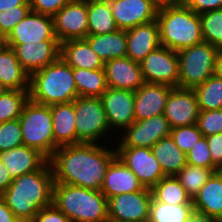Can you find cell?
Here are the masks:
<instances>
[{
	"label": "cell",
	"instance_id": "cb8c5ba5",
	"mask_svg": "<svg viewBox=\"0 0 222 222\" xmlns=\"http://www.w3.org/2000/svg\"><path fill=\"white\" fill-rule=\"evenodd\" d=\"M0 161L12 179L39 170L48 159L38 150L25 145L0 152Z\"/></svg>",
	"mask_w": 222,
	"mask_h": 222
},
{
	"label": "cell",
	"instance_id": "3957f363",
	"mask_svg": "<svg viewBox=\"0 0 222 222\" xmlns=\"http://www.w3.org/2000/svg\"><path fill=\"white\" fill-rule=\"evenodd\" d=\"M52 203L70 222H108L107 198L101 191L54 182Z\"/></svg>",
	"mask_w": 222,
	"mask_h": 222
},
{
	"label": "cell",
	"instance_id": "ab89813d",
	"mask_svg": "<svg viewBox=\"0 0 222 222\" xmlns=\"http://www.w3.org/2000/svg\"><path fill=\"white\" fill-rule=\"evenodd\" d=\"M31 12L30 5H20L0 12V36L4 40L12 29Z\"/></svg>",
	"mask_w": 222,
	"mask_h": 222
},
{
	"label": "cell",
	"instance_id": "d6a6232c",
	"mask_svg": "<svg viewBox=\"0 0 222 222\" xmlns=\"http://www.w3.org/2000/svg\"><path fill=\"white\" fill-rule=\"evenodd\" d=\"M151 190L153 197L159 202L173 205L192 204L191 197L176 176L163 177Z\"/></svg>",
	"mask_w": 222,
	"mask_h": 222
},
{
	"label": "cell",
	"instance_id": "484cf974",
	"mask_svg": "<svg viewBox=\"0 0 222 222\" xmlns=\"http://www.w3.org/2000/svg\"><path fill=\"white\" fill-rule=\"evenodd\" d=\"M53 120L54 151L61 146L76 145L74 103L50 105Z\"/></svg>",
	"mask_w": 222,
	"mask_h": 222
},
{
	"label": "cell",
	"instance_id": "52a82bcc",
	"mask_svg": "<svg viewBox=\"0 0 222 222\" xmlns=\"http://www.w3.org/2000/svg\"><path fill=\"white\" fill-rule=\"evenodd\" d=\"M219 51L206 42L178 51V87L193 89L214 75Z\"/></svg>",
	"mask_w": 222,
	"mask_h": 222
},
{
	"label": "cell",
	"instance_id": "2e32d148",
	"mask_svg": "<svg viewBox=\"0 0 222 222\" xmlns=\"http://www.w3.org/2000/svg\"><path fill=\"white\" fill-rule=\"evenodd\" d=\"M200 109L193 89L173 87L167 99L164 116L171 129L196 124Z\"/></svg>",
	"mask_w": 222,
	"mask_h": 222
},
{
	"label": "cell",
	"instance_id": "f1b7e54d",
	"mask_svg": "<svg viewBox=\"0 0 222 222\" xmlns=\"http://www.w3.org/2000/svg\"><path fill=\"white\" fill-rule=\"evenodd\" d=\"M151 149L165 176H176L187 164L186 154L177 147L171 136L160 139Z\"/></svg>",
	"mask_w": 222,
	"mask_h": 222
},
{
	"label": "cell",
	"instance_id": "6da1fadb",
	"mask_svg": "<svg viewBox=\"0 0 222 222\" xmlns=\"http://www.w3.org/2000/svg\"><path fill=\"white\" fill-rule=\"evenodd\" d=\"M105 146L101 142L58 147L49 159L54 182L100 191L106 170L117 156L115 146Z\"/></svg>",
	"mask_w": 222,
	"mask_h": 222
},
{
	"label": "cell",
	"instance_id": "7a4b0ae2",
	"mask_svg": "<svg viewBox=\"0 0 222 222\" xmlns=\"http://www.w3.org/2000/svg\"><path fill=\"white\" fill-rule=\"evenodd\" d=\"M53 171L49 160L37 171L21 175L1 195L22 222H31L40 209L52 204Z\"/></svg>",
	"mask_w": 222,
	"mask_h": 222
},
{
	"label": "cell",
	"instance_id": "5bb4252c",
	"mask_svg": "<svg viewBox=\"0 0 222 222\" xmlns=\"http://www.w3.org/2000/svg\"><path fill=\"white\" fill-rule=\"evenodd\" d=\"M100 98L110 128L109 137L113 134V129L121 134V130L123 131L135 121V91L108 87Z\"/></svg>",
	"mask_w": 222,
	"mask_h": 222
},
{
	"label": "cell",
	"instance_id": "db71d44e",
	"mask_svg": "<svg viewBox=\"0 0 222 222\" xmlns=\"http://www.w3.org/2000/svg\"><path fill=\"white\" fill-rule=\"evenodd\" d=\"M190 222H207V221H204L203 219L198 218L197 216H195Z\"/></svg>",
	"mask_w": 222,
	"mask_h": 222
},
{
	"label": "cell",
	"instance_id": "7dc6e473",
	"mask_svg": "<svg viewBox=\"0 0 222 222\" xmlns=\"http://www.w3.org/2000/svg\"><path fill=\"white\" fill-rule=\"evenodd\" d=\"M0 222H20L0 195Z\"/></svg>",
	"mask_w": 222,
	"mask_h": 222
},
{
	"label": "cell",
	"instance_id": "f35d334b",
	"mask_svg": "<svg viewBox=\"0 0 222 222\" xmlns=\"http://www.w3.org/2000/svg\"><path fill=\"white\" fill-rule=\"evenodd\" d=\"M170 136L177 147L187 154L203 135L199 131L197 125L193 124L171 129Z\"/></svg>",
	"mask_w": 222,
	"mask_h": 222
},
{
	"label": "cell",
	"instance_id": "ac0fdd59",
	"mask_svg": "<svg viewBox=\"0 0 222 222\" xmlns=\"http://www.w3.org/2000/svg\"><path fill=\"white\" fill-rule=\"evenodd\" d=\"M118 29L128 30L157 20L158 8L150 0H108Z\"/></svg>",
	"mask_w": 222,
	"mask_h": 222
},
{
	"label": "cell",
	"instance_id": "7bdbcfd3",
	"mask_svg": "<svg viewBox=\"0 0 222 222\" xmlns=\"http://www.w3.org/2000/svg\"><path fill=\"white\" fill-rule=\"evenodd\" d=\"M73 0H29L31 11L53 17L68 2Z\"/></svg>",
	"mask_w": 222,
	"mask_h": 222
},
{
	"label": "cell",
	"instance_id": "816d5d0a",
	"mask_svg": "<svg viewBox=\"0 0 222 222\" xmlns=\"http://www.w3.org/2000/svg\"><path fill=\"white\" fill-rule=\"evenodd\" d=\"M214 74L222 78V50L217 54Z\"/></svg>",
	"mask_w": 222,
	"mask_h": 222
},
{
	"label": "cell",
	"instance_id": "5b68a950",
	"mask_svg": "<svg viewBox=\"0 0 222 222\" xmlns=\"http://www.w3.org/2000/svg\"><path fill=\"white\" fill-rule=\"evenodd\" d=\"M29 97L32 101L53 105L70 103L78 97L73 68L61 57L30 76Z\"/></svg>",
	"mask_w": 222,
	"mask_h": 222
},
{
	"label": "cell",
	"instance_id": "ba28073f",
	"mask_svg": "<svg viewBox=\"0 0 222 222\" xmlns=\"http://www.w3.org/2000/svg\"><path fill=\"white\" fill-rule=\"evenodd\" d=\"M72 102L75 108L77 144H99L104 137L107 141L110 128L101 98L78 96Z\"/></svg>",
	"mask_w": 222,
	"mask_h": 222
},
{
	"label": "cell",
	"instance_id": "603a6c76",
	"mask_svg": "<svg viewBox=\"0 0 222 222\" xmlns=\"http://www.w3.org/2000/svg\"><path fill=\"white\" fill-rule=\"evenodd\" d=\"M137 176L117 156L106 170L101 192L108 199L112 196L143 190Z\"/></svg>",
	"mask_w": 222,
	"mask_h": 222
},
{
	"label": "cell",
	"instance_id": "d590c367",
	"mask_svg": "<svg viewBox=\"0 0 222 222\" xmlns=\"http://www.w3.org/2000/svg\"><path fill=\"white\" fill-rule=\"evenodd\" d=\"M29 98V90H7L1 95L0 123L18 119Z\"/></svg>",
	"mask_w": 222,
	"mask_h": 222
},
{
	"label": "cell",
	"instance_id": "8d00e7d4",
	"mask_svg": "<svg viewBox=\"0 0 222 222\" xmlns=\"http://www.w3.org/2000/svg\"><path fill=\"white\" fill-rule=\"evenodd\" d=\"M203 40L222 50V9L199 14Z\"/></svg>",
	"mask_w": 222,
	"mask_h": 222
},
{
	"label": "cell",
	"instance_id": "8fae6325",
	"mask_svg": "<svg viewBox=\"0 0 222 222\" xmlns=\"http://www.w3.org/2000/svg\"><path fill=\"white\" fill-rule=\"evenodd\" d=\"M121 133L120 137L116 139L119 143L115 147L152 148L160 139L170 136L171 127L164 114H160L141 121H134Z\"/></svg>",
	"mask_w": 222,
	"mask_h": 222
},
{
	"label": "cell",
	"instance_id": "d4e9b609",
	"mask_svg": "<svg viewBox=\"0 0 222 222\" xmlns=\"http://www.w3.org/2000/svg\"><path fill=\"white\" fill-rule=\"evenodd\" d=\"M60 57L72 68L104 69V61L86 39H72L60 43Z\"/></svg>",
	"mask_w": 222,
	"mask_h": 222
},
{
	"label": "cell",
	"instance_id": "c3c4849f",
	"mask_svg": "<svg viewBox=\"0 0 222 222\" xmlns=\"http://www.w3.org/2000/svg\"><path fill=\"white\" fill-rule=\"evenodd\" d=\"M12 181L13 179L11 178L8 169L0 161V195H2L6 191Z\"/></svg>",
	"mask_w": 222,
	"mask_h": 222
},
{
	"label": "cell",
	"instance_id": "1f68e13d",
	"mask_svg": "<svg viewBox=\"0 0 222 222\" xmlns=\"http://www.w3.org/2000/svg\"><path fill=\"white\" fill-rule=\"evenodd\" d=\"M194 217L192 204H167L154 197L151 200L149 222H190Z\"/></svg>",
	"mask_w": 222,
	"mask_h": 222
},
{
	"label": "cell",
	"instance_id": "f5cc1de1",
	"mask_svg": "<svg viewBox=\"0 0 222 222\" xmlns=\"http://www.w3.org/2000/svg\"><path fill=\"white\" fill-rule=\"evenodd\" d=\"M8 89L0 82V96L3 95Z\"/></svg>",
	"mask_w": 222,
	"mask_h": 222
},
{
	"label": "cell",
	"instance_id": "e0dca14e",
	"mask_svg": "<svg viewBox=\"0 0 222 222\" xmlns=\"http://www.w3.org/2000/svg\"><path fill=\"white\" fill-rule=\"evenodd\" d=\"M10 46L23 69L31 76L60 57L59 41H38L25 44H5Z\"/></svg>",
	"mask_w": 222,
	"mask_h": 222
},
{
	"label": "cell",
	"instance_id": "ee69618b",
	"mask_svg": "<svg viewBox=\"0 0 222 222\" xmlns=\"http://www.w3.org/2000/svg\"><path fill=\"white\" fill-rule=\"evenodd\" d=\"M31 222H70V220L52 203L40 209Z\"/></svg>",
	"mask_w": 222,
	"mask_h": 222
},
{
	"label": "cell",
	"instance_id": "4fadbf2b",
	"mask_svg": "<svg viewBox=\"0 0 222 222\" xmlns=\"http://www.w3.org/2000/svg\"><path fill=\"white\" fill-rule=\"evenodd\" d=\"M54 32L60 43L88 36L87 0L68 2L54 16Z\"/></svg>",
	"mask_w": 222,
	"mask_h": 222
},
{
	"label": "cell",
	"instance_id": "4dcf8cb0",
	"mask_svg": "<svg viewBox=\"0 0 222 222\" xmlns=\"http://www.w3.org/2000/svg\"><path fill=\"white\" fill-rule=\"evenodd\" d=\"M73 77L78 96L100 98L108 88L104 69L73 68Z\"/></svg>",
	"mask_w": 222,
	"mask_h": 222
},
{
	"label": "cell",
	"instance_id": "f907efd6",
	"mask_svg": "<svg viewBox=\"0 0 222 222\" xmlns=\"http://www.w3.org/2000/svg\"><path fill=\"white\" fill-rule=\"evenodd\" d=\"M158 9L183 3V0H150Z\"/></svg>",
	"mask_w": 222,
	"mask_h": 222
},
{
	"label": "cell",
	"instance_id": "4316f807",
	"mask_svg": "<svg viewBox=\"0 0 222 222\" xmlns=\"http://www.w3.org/2000/svg\"><path fill=\"white\" fill-rule=\"evenodd\" d=\"M0 82L8 90H30V75L23 69L14 50L0 45Z\"/></svg>",
	"mask_w": 222,
	"mask_h": 222
},
{
	"label": "cell",
	"instance_id": "74e56055",
	"mask_svg": "<svg viewBox=\"0 0 222 222\" xmlns=\"http://www.w3.org/2000/svg\"><path fill=\"white\" fill-rule=\"evenodd\" d=\"M23 145L19 119L0 123V152Z\"/></svg>",
	"mask_w": 222,
	"mask_h": 222
},
{
	"label": "cell",
	"instance_id": "277c9868",
	"mask_svg": "<svg viewBox=\"0 0 222 222\" xmlns=\"http://www.w3.org/2000/svg\"><path fill=\"white\" fill-rule=\"evenodd\" d=\"M160 44L174 51L204 42L198 13L184 3L158 10Z\"/></svg>",
	"mask_w": 222,
	"mask_h": 222
},
{
	"label": "cell",
	"instance_id": "60d3db41",
	"mask_svg": "<svg viewBox=\"0 0 222 222\" xmlns=\"http://www.w3.org/2000/svg\"><path fill=\"white\" fill-rule=\"evenodd\" d=\"M187 164L212 169L214 172L218 170L213 166L211 161L210 150L207 138L202 136L199 141L186 154Z\"/></svg>",
	"mask_w": 222,
	"mask_h": 222
},
{
	"label": "cell",
	"instance_id": "11a10c76",
	"mask_svg": "<svg viewBox=\"0 0 222 222\" xmlns=\"http://www.w3.org/2000/svg\"><path fill=\"white\" fill-rule=\"evenodd\" d=\"M4 43V40L2 39V37L0 36V45H2Z\"/></svg>",
	"mask_w": 222,
	"mask_h": 222
},
{
	"label": "cell",
	"instance_id": "44dd1931",
	"mask_svg": "<svg viewBox=\"0 0 222 222\" xmlns=\"http://www.w3.org/2000/svg\"><path fill=\"white\" fill-rule=\"evenodd\" d=\"M172 88V86L166 84L144 83L135 91V121L164 114Z\"/></svg>",
	"mask_w": 222,
	"mask_h": 222
},
{
	"label": "cell",
	"instance_id": "ffe728a7",
	"mask_svg": "<svg viewBox=\"0 0 222 222\" xmlns=\"http://www.w3.org/2000/svg\"><path fill=\"white\" fill-rule=\"evenodd\" d=\"M104 71L107 86L112 89L137 91L145 83L140 63L127 56L106 61Z\"/></svg>",
	"mask_w": 222,
	"mask_h": 222
},
{
	"label": "cell",
	"instance_id": "30bf717a",
	"mask_svg": "<svg viewBox=\"0 0 222 222\" xmlns=\"http://www.w3.org/2000/svg\"><path fill=\"white\" fill-rule=\"evenodd\" d=\"M140 66L145 83L178 87L179 65L177 51L160 45L140 62Z\"/></svg>",
	"mask_w": 222,
	"mask_h": 222
},
{
	"label": "cell",
	"instance_id": "e575fe53",
	"mask_svg": "<svg viewBox=\"0 0 222 222\" xmlns=\"http://www.w3.org/2000/svg\"><path fill=\"white\" fill-rule=\"evenodd\" d=\"M213 173L212 169L186 164L176 175V178L193 199Z\"/></svg>",
	"mask_w": 222,
	"mask_h": 222
},
{
	"label": "cell",
	"instance_id": "681fc988",
	"mask_svg": "<svg viewBox=\"0 0 222 222\" xmlns=\"http://www.w3.org/2000/svg\"><path fill=\"white\" fill-rule=\"evenodd\" d=\"M20 5H30L29 0H0V12Z\"/></svg>",
	"mask_w": 222,
	"mask_h": 222
},
{
	"label": "cell",
	"instance_id": "bcb514c9",
	"mask_svg": "<svg viewBox=\"0 0 222 222\" xmlns=\"http://www.w3.org/2000/svg\"><path fill=\"white\" fill-rule=\"evenodd\" d=\"M183 3L198 14L222 9V0H183Z\"/></svg>",
	"mask_w": 222,
	"mask_h": 222
},
{
	"label": "cell",
	"instance_id": "7c38bea8",
	"mask_svg": "<svg viewBox=\"0 0 222 222\" xmlns=\"http://www.w3.org/2000/svg\"><path fill=\"white\" fill-rule=\"evenodd\" d=\"M116 152L117 157L137 176L144 187L152 189L165 177L151 148L116 147Z\"/></svg>",
	"mask_w": 222,
	"mask_h": 222
},
{
	"label": "cell",
	"instance_id": "9c48e42d",
	"mask_svg": "<svg viewBox=\"0 0 222 222\" xmlns=\"http://www.w3.org/2000/svg\"><path fill=\"white\" fill-rule=\"evenodd\" d=\"M152 190L112 196L107 199L108 222H143L149 220Z\"/></svg>",
	"mask_w": 222,
	"mask_h": 222
},
{
	"label": "cell",
	"instance_id": "7402d4cb",
	"mask_svg": "<svg viewBox=\"0 0 222 222\" xmlns=\"http://www.w3.org/2000/svg\"><path fill=\"white\" fill-rule=\"evenodd\" d=\"M126 36V56L138 63L161 45L157 20L126 30Z\"/></svg>",
	"mask_w": 222,
	"mask_h": 222
},
{
	"label": "cell",
	"instance_id": "83f0119b",
	"mask_svg": "<svg viewBox=\"0 0 222 222\" xmlns=\"http://www.w3.org/2000/svg\"><path fill=\"white\" fill-rule=\"evenodd\" d=\"M85 39L104 63L108 60L126 56V30L118 29L104 35H88Z\"/></svg>",
	"mask_w": 222,
	"mask_h": 222
},
{
	"label": "cell",
	"instance_id": "f6af8a7d",
	"mask_svg": "<svg viewBox=\"0 0 222 222\" xmlns=\"http://www.w3.org/2000/svg\"><path fill=\"white\" fill-rule=\"evenodd\" d=\"M213 166L220 171L222 169V133L207 136Z\"/></svg>",
	"mask_w": 222,
	"mask_h": 222
},
{
	"label": "cell",
	"instance_id": "836d02e7",
	"mask_svg": "<svg viewBox=\"0 0 222 222\" xmlns=\"http://www.w3.org/2000/svg\"><path fill=\"white\" fill-rule=\"evenodd\" d=\"M200 111L222 109V78L212 75L193 88Z\"/></svg>",
	"mask_w": 222,
	"mask_h": 222
},
{
	"label": "cell",
	"instance_id": "8992f818",
	"mask_svg": "<svg viewBox=\"0 0 222 222\" xmlns=\"http://www.w3.org/2000/svg\"><path fill=\"white\" fill-rule=\"evenodd\" d=\"M18 119L21 123L23 145L38 150L49 160L54 153L50 106L36 103L29 98Z\"/></svg>",
	"mask_w": 222,
	"mask_h": 222
},
{
	"label": "cell",
	"instance_id": "9a60e30c",
	"mask_svg": "<svg viewBox=\"0 0 222 222\" xmlns=\"http://www.w3.org/2000/svg\"><path fill=\"white\" fill-rule=\"evenodd\" d=\"M59 41L54 32L53 17L31 11L4 39V44Z\"/></svg>",
	"mask_w": 222,
	"mask_h": 222
},
{
	"label": "cell",
	"instance_id": "f546056e",
	"mask_svg": "<svg viewBox=\"0 0 222 222\" xmlns=\"http://www.w3.org/2000/svg\"><path fill=\"white\" fill-rule=\"evenodd\" d=\"M88 35H104L118 30L108 0H87Z\"/></svg>",
	"mask_w": 222,
	"mask_h": 222
},
{
	"label": "cell",
	"instance_id": "b9f144b4",
	"mask_svg": "<svg viewBox=\"0 0 222 222\" xmlns=\"http://www.w3.org/2000/svg\"><path fill=\"white\" fill-rule=\"evenodd\" d=\"M196 125L205 137L222 133V109L200 111Z\"/></svg>",
	"mask_w": 222,
	"mask_h": 222
},
{
	"label": "cell",
	"instance_id": "d6986e66",
	"mask_svg": "<svg viewBox=\"0 0 222 222\" xmlns=\"http://www.w3.org/2000/svg\"><path fill=\"white\" fill-rule=\"evenodd\" d=\"M195 216L207 222H222V174L214 172L192 199Z\"/></svg>",
	"mask_w": 222,
	"mask_h": 222
}]
</instances>
